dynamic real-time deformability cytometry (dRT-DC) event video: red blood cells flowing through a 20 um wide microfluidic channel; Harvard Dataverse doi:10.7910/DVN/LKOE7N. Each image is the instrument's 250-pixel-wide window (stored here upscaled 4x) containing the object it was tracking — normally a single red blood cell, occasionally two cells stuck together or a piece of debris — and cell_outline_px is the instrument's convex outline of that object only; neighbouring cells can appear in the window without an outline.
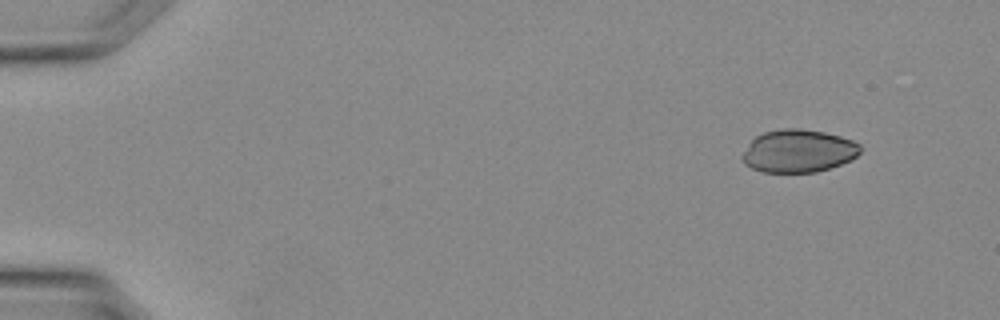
{"species": "Egyptian fruit bat (a non-hibernating species)", "species_latin": "Rousettus aegyptiacus", "temperature_condition": "warm", "stored_images_in_passage": 3, "camera_frame_rate_fps": 3000, "um_per_image_px": 0.085, "animal": {"sex": "female"}, "frame": {"image": 1, "passage_image": 1, "time_ms": 0.0, "image_size_px": [1000, 320], "cell_outline_px": [[860, 152], [852, 160], [816, 172], [760, 172], [744, 164], [744, 152], [748, 144], [756, 136], [764, 132], [784, 128], [800, 128], [824, 132], [840, 136], [852, 140], [860, 144]], "centroid_in_image_um": [67.87, 12.83], "position_along_channel_um": 17.1, "area_um2": 29.3}}